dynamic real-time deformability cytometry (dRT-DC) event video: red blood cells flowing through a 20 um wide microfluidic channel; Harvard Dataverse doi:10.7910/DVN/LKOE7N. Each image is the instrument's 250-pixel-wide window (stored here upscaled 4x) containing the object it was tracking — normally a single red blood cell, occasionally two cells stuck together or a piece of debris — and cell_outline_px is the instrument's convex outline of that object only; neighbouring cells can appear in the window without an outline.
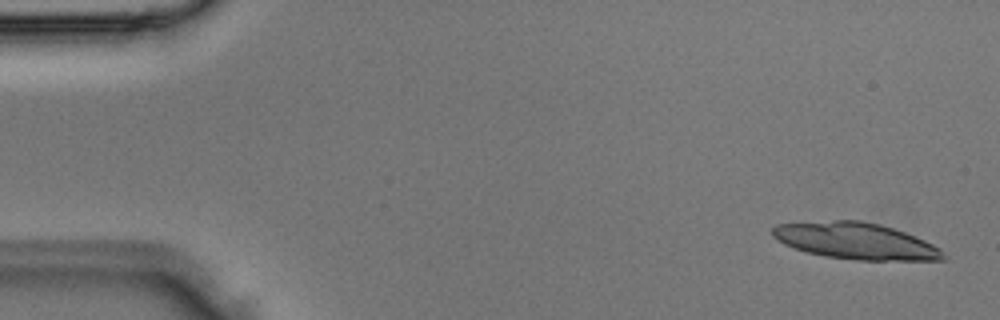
{"species": "Egyptian fruit bat (a non-hibernating species)", "species_latin": "Rousettus aegyptiacus", "temperature_condition": "room temperature", "stored_images_in_passage": 4, "camera_frame_rate_fps": 3000, "um_per_image_px": 0.085, "animal": {"sex": "male"}, "frame": {"image": 1, "passage_image": 1, "time_ms": 0.0, "image_size_px": [1000, 320], "cell_outline_px": [[944, 260], [856, 260], [824, 256], [808, 252], [784, 244], [772, 236], [772, 228], [776, 224], [832, 220], [860, 220], [880, 224], [904, 232], [924, 240], [940, 248], [944, 256]], "centroid_in_image_um": [72.71, 20.48], "position_along_channel_um": 12.3, "area_um2": 36.07}}